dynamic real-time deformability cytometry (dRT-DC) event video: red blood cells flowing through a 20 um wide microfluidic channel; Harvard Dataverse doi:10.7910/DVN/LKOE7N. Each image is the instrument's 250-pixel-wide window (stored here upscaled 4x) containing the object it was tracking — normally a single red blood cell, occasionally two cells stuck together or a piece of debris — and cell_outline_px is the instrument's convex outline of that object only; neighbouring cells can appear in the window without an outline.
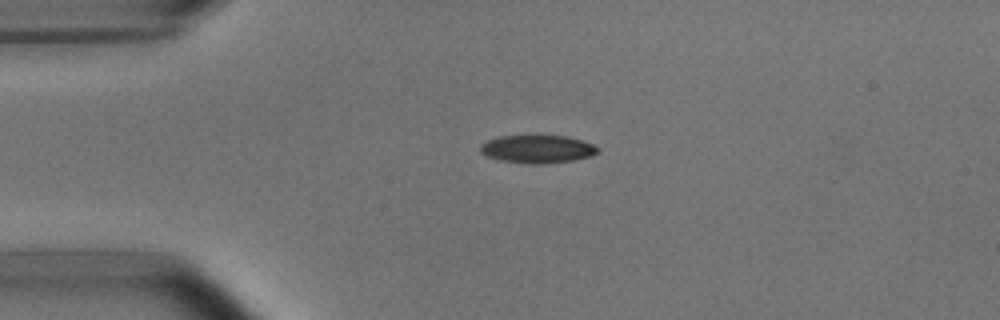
{"species": "common noctule bat (a hibernating species)", "species_latin": "Nyctalus noctula", "temperature_condition": "room temperature", "stored_images_in_passage": 2, "camera_frame_rate_fps": 3000, "um_per_image_px": 0.085, "animal": {"sex": "male", "body_mass_g": 15.6}, "frame": {"image": 1, "passage_image": 1, "time_ms": 0.0, "image_size_px": [1000, 320], "cell_outline_px": [[600, 152], [592, 156], [572, 160], [540, 164], [532, 164], [500, 160], [488, 156], [480, 152], [480, 144], [488, 140], [500, 136], [568, 136], [592, 144], [600, 148]], "centroid_in_image_um": [45.7, 12.67], "position_along_channel_um": 39.3, "area_um2": 19.02}}